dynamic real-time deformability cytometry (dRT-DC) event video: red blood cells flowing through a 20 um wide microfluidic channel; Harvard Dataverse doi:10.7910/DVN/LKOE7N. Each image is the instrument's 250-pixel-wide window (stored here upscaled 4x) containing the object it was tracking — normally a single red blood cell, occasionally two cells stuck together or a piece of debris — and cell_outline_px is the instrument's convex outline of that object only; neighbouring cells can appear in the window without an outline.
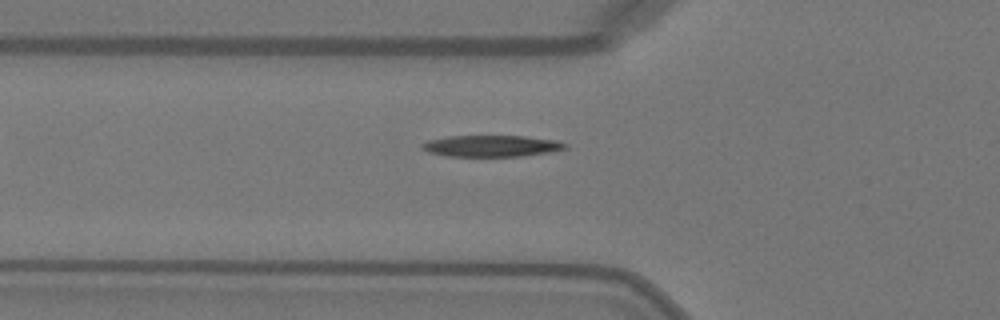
{"species": "Egyptian fruit bat (a non-hibernating species)", "species_latin": "Rousettus aegyptiacus", "temperature_condition": "warm", "stored_images_in_passage": 32, "camera_frame_rate_fps": 3000, "um_per_image_px": 0.085, "animal": {"sex": "female"}, "frame": {"image": 1, "passage_image": 2, "time_ms": 0.333, "image_size_px": [1000, 320], "cell_outline_px": [[568, 148], [548, 152], [520, 156], [448, 156], [428, 152], [420, 144], [428, 140], [448, 136], [524, 136], [556, 140], [568, 144]], "centroid_in_image_um": [41.79, 12.4], "position_along_channel_um": 84.0, "area_um2": 17.74}}
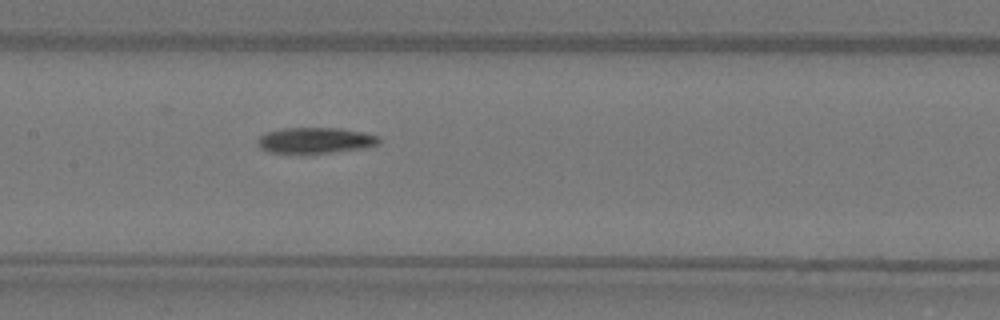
{"frame": {"image": 2, "passage_image": 9, "time_ms": 2.667, "image_size_px": [1000, 320], "cell_outline_px": [[380, 144], [364, 148], [304, 156], [268, 152], [260, 148], [256, 140], [264, 132], [280, 128], [340, 128], [364, 132], [380, 136]], "centroid_in_image_um": [26.76, 11.97], "position_along_channel_um": 180.6, "area_um2": 19.25}}
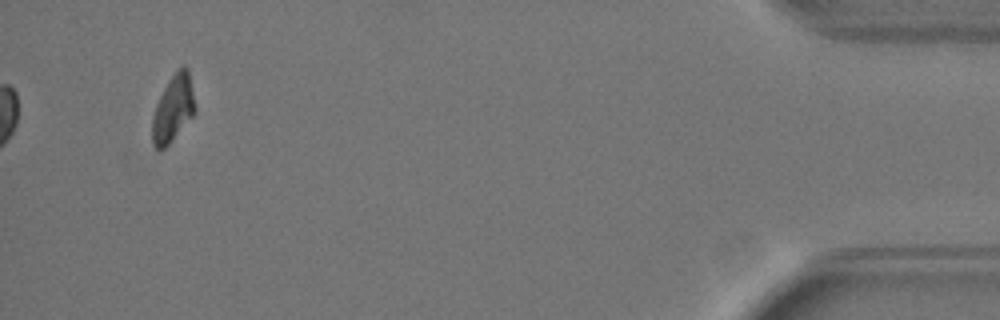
{"frame": {"image": 3, "passage_image": 32, "time_ms": 10.333, "image_size_px": [1000, 320], "cell_outline_px": [[196, 108], [192, 116], [172, 140], [160, 152], [152, 144], [152, 116], [156, 104], [168, 80], [184, 64], [188, 68]], "centroid_in_image_um": [14.7, 9.24], "position_along_channel_um": 420.5, "area_um2": 16.47}, "authors_computed_cell_mechanics": {"area_um2": 18.496, "velocity_mm_per_s": 4.0951, "shape_relaxation_time_tau1_ms": 2.874, "shape_relaxation_time_tau2_ms": null, "deformation_change_tau1": 0.1774, "deformation_change_tau2": null}}